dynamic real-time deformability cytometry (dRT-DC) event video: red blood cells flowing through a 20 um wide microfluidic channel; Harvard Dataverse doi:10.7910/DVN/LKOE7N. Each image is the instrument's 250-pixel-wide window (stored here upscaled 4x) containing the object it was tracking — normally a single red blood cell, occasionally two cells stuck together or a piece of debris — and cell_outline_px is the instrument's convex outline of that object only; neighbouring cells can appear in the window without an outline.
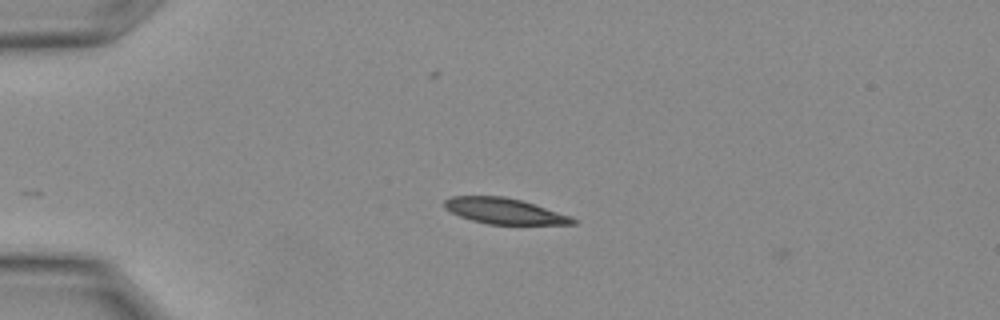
{"species": "Egyptian fruit bat (a non-hibernating species)", "species_latin": "Rousettus aegyptiacus", "temperature_condition": "warm", "stored_images_in_passage": 4, "camera_frame_rate_fps": 3000, "um_per_image_px": 0.085, "animal": {"sex": "female"}, "frame": {"image": 1, "passage_image": 2, "time_ms": 0.333, "image_size_px": [1000, 320], "cell_outline_px": [[576, 224], [488, 224], [472, 220], [460, 216], [444, 208], [444, 200], [452, 196], [504, 196], [520, 200], [572, 216], [576, 220]], "centroid_in_image_um": [42.86, 17.93], "position_along_channel_um": 42.1, "area_um2": 19.07}}